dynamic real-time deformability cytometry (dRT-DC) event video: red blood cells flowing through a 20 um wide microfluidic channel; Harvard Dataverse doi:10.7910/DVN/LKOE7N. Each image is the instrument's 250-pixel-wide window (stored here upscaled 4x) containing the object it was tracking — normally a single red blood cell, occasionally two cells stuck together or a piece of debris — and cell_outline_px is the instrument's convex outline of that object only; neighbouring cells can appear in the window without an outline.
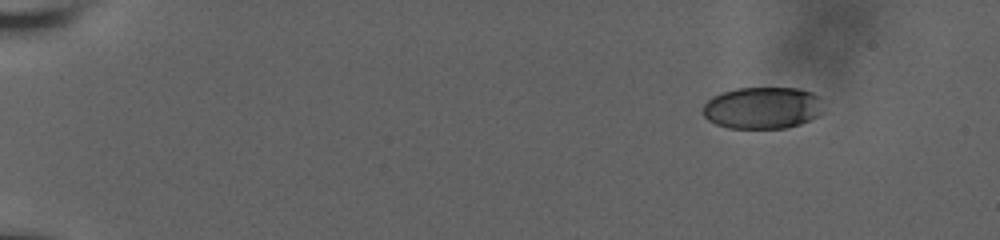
{"species": "human", "species_latin": "Homo sapiens", "temperature_condition": "room temperature", "stored_images_in_passage": 59, "camera_frame_rate_fps": 3000, "um_per_image_px": 0.085, "donor": {"sex": "male"}, "frame": {"image": 1, "passage_image": 10, "time_ms": 3.0, "image_size_px": [1000, 240], "cell_outline_px": [[804, 120], [796, 124], [776, 128], [740, 128], [724, 124], [712, 120], [704, 112], [704, 108], [716, 96], [728, 92], [744, 88], [792, 88], [804, 92]], "centroid_in_image_um": [64.43, 9.17], "position_along_channel_um": 20.6, "area_um2": 24.68}}
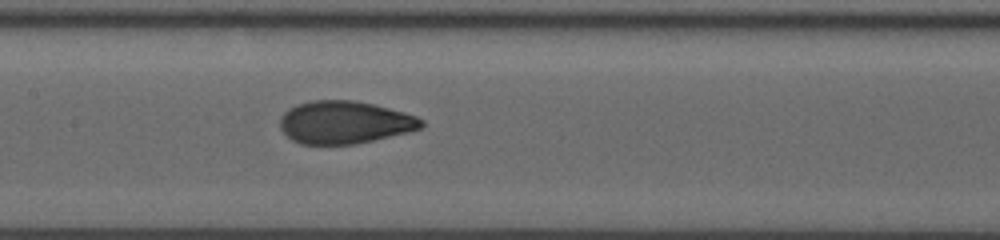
{"frame": {"image": 2, "passage_image": 34, "time_ms": 11.0, "image_size_px": [1000, 240], "cell_outline_px": [[420, 124], [416, 128], [364, 140], [340, 144], [312, 144], [300, 140], [292, 136], [284, 128], [284, 120], [288, 112], [304, 104], [364, 104], [396, 112], [420, 120]], "centroid_in_image_um": [29.27, 10.46], "position_along_channel_um": 178.1, "area_um2": 29.65}}
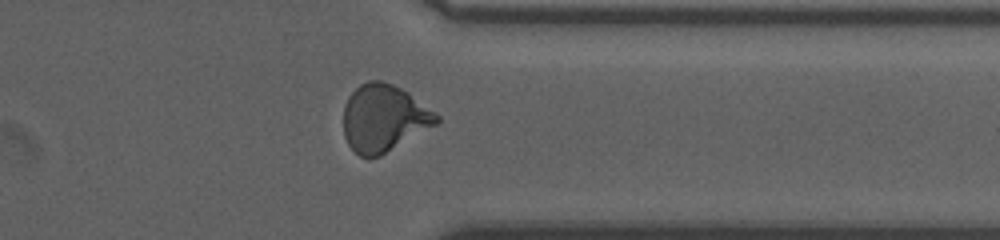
{"frame": {"image": 3, "passage_image": 50, "time_ms": 16.333, "image_size_px": [1000, 240], "cell_outline_px": [[436, 120], [384, 152], [376, 156], [364, 156], [356, 152], [348, 140], [344, 128], [344, 112], [348, 100], [364, 84], [388, 84], [404, 92], [436, 116]], "centroid_in_image_um": [32.51, 10.08], "position_along_channel_um": 378.9, "area_um2": 32.25}, "authors_computed_cell_mechanics": {"area_um2": 29.1312, "velocity_mm_per_s": 3.8093, "shape_relaxation_time_tau1_ms": 6.5864, "shape_relaxation_time_tau2_ms": 0.8742, "deformation_change_tau1": 0.2156, "deformation_change_tau2": 0.0497}}